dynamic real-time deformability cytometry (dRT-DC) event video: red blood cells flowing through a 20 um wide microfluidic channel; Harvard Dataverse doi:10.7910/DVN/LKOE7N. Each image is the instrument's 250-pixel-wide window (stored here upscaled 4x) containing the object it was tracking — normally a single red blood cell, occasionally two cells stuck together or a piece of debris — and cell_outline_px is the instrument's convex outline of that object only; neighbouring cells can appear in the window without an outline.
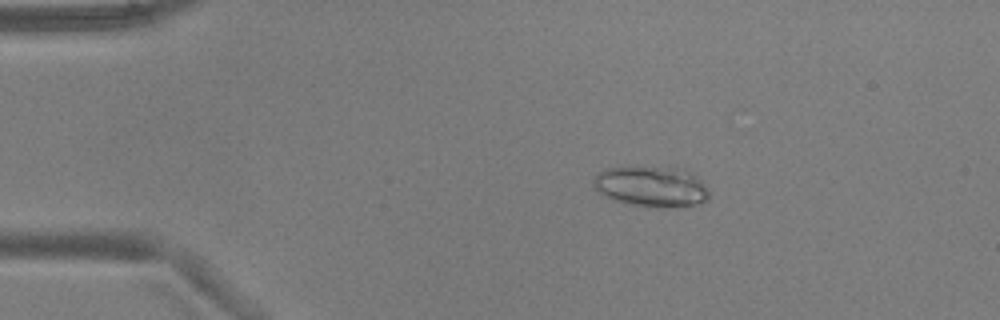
{"species": "common noctule bat (a hibernating species)", "species_latin": "Nyctalus noctula", "temperature_condition": "warm", "stored_images_in_passage": 6, "camera_frame_rate_fps": 3000, "um_per_image_px": 0.085, "animal": {"sex": "male", "body_mass_g": 17.9, "forearm_length_mm": 54.2}, "frame": {"image": 1, "passage_image": 3, "time_ms": 0.667, "image_size_px": [1000, 320], "cell_outline_px": [[708, 200], [696, 204], [624, 204], [612, 200], [604, 196], [592, 184], [592, 180], [604, 168], [684, 168], [692, 172], [708, 188]], "centroid_in_image_um": [55.34, 15.81], "position_along_channel_um": 29.7, "area_um2": 26.24}}